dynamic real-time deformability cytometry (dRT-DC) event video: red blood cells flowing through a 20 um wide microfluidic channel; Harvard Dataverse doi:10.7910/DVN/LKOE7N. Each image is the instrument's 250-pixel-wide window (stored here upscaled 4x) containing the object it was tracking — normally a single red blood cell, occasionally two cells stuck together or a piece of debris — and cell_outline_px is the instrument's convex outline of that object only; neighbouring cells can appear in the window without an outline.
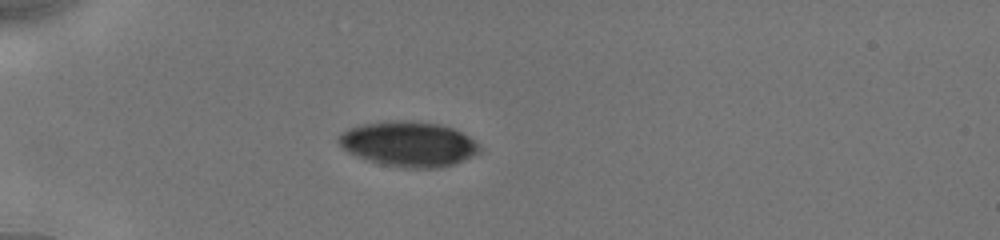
{"species": "human", "species_latin": "Homo sapiens", "temperature_condition": "cold", "stored_images_in_passage": 14, "camera_frame_rate_fps": 3000, "um_per_image_px": 0.085, "donor": {"sex": "male"}, "frame": {"image": 1, "passage_image": 6, "time_ms": 2.667, "image_size_px": [1000, 240], "cell_outline_px": [[480, 152], [464, 160], [452, 164], [436, 168], [404, 168], [380, 164], [356, 156], [348, 152], [336, 140], [336, 136], [340, 132], [348, 128], [364, 124], [392, 120], [412, 120], [440, 124], [452, 128], [468, 136], [480, 144]], "centroid_in_image_um": [34.7, 12.23], "position_along_channel_um": 50.3, "area_um2": 37.22}}
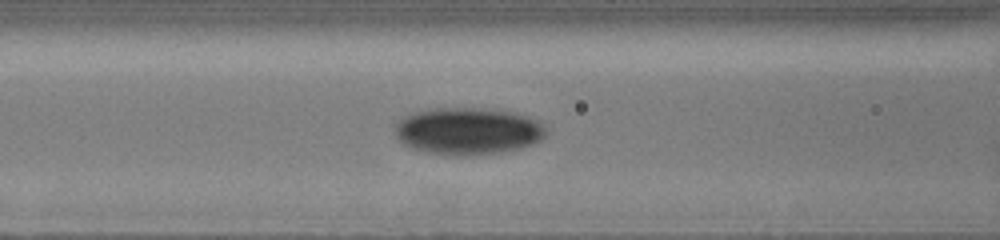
{"frame": {"image": 2, "passage_image": 11, "time_ms": 5.333, "image_size_px": [1000, 240], "cell_outline_px": [[548, 132], [540, 140], [532, 144], [520, 148], [500, 152], [468, 156], [460, 156], [424, 152], [408, 148], [396, 136], [396, 124], [404, 116], [412, 112], [436, 108], [472, 108], [516, 112], [528, 116], [544, 124], [548, 128]], "centroid_in_image_um": [39.79, 11.15], "position_along_channel_um": 126.8, "area_um2": 41.67}}
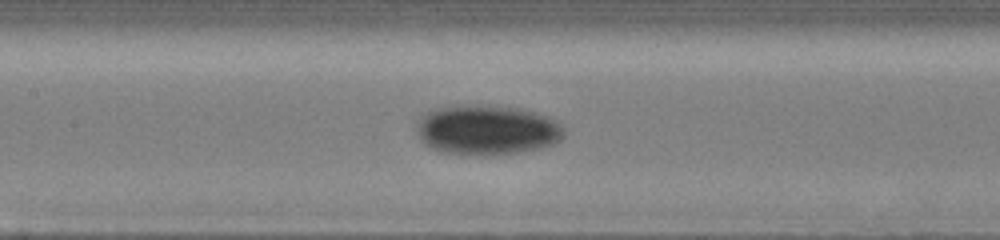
{"frame": {"image": 3, "passage_image": 13, "time_ms": 6.333, "image_size_px": [1000, 240], "cell_outline_px": [[564, 136], [560, 140], [552, 144], [540, 148], [516, 152], [480, 156], [440, 152], [424, 144], [416, 132], [416, 128], [420, 116], [432, 108], [524, 108], [548, 116], [556, 120], [564, 128]], "centroid_in_image_um": [41.4, 11.09], "position_along_channel_um": 166.0, "area_um2": 42.08}}